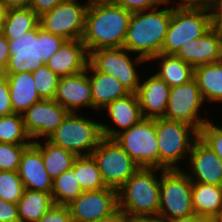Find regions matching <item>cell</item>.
I'll list each match as a JSON object with an SVG mask.
<instances>
[{"label":"cell","mask_w":222,"mask_h":222,"mask_svg":"<svg viewBox=\"0 0 222 222\" xmlns=\"http://www.w3.org/2000/svg\"><path fill=\"white\" fill-rule=\"evenodd\" d=\"M160 174V175H159ZM161 168L140 167L118 190V210L130 219L157 220Z\"/></svg>","instance_id":"obj_1"},{"label":"cell","mask_w":222,"mask_h":222,"mask_svg":"<svg viewBox=\"0 0 222 222\" xmlns=\"http://www.w3.org/2000/svg\"><path fill=\"white\" fill-rule=\"evenodd\" d=\"M132 12L113 3L89 4L82 41L88 54L123 47Z\"/></svg>","instance_id":"obj_2"},{"label":"cell","mask_w":222,"mask_h":222,"mask_svg":"<svg viewBox=\"0 0 222 222\" xmlns=\"http://www.w3.org/2000/svg\"><path fill=\"white\" fill-rule=\"evenodd\" d=\"M133 12L123 47L147 61L161 53L173 8L167 4Z\"/></svg>","instance_id":"obj_3"},{"label":"cell","mask_w":222,"mask_h":222,"mask_svg":"<svg viewBox=\"0 0 222 222\" xmlns=\"http://www.w3.org/2000/svg\"><path fill=\"white\" fill-rule=\"evenodd\" d=\"M66 40L38 25L20 38L8 40L10 57L1 74L34 72L48 62Z\"/></svg>","instance_id":"obj_4"},{"label":"cell","mask_w":222,"mask_h":222,"mask_svg":"<svg viewBox=\"0 0 222 222\" xmlns=\"http://www.w3.org/2000/svg\"><path fill=\"white\" fill-rule=\"evenodd\" d=\"M155 130L159 149V168L164 170L184 169L193 143L199 138V131L186 123L155 118ZM181 162V163H180Z\"/></svg>","instance_id":"obj_5"},{"label":"cell","mask_w":222,"mask_h":222,"mask_svg":"<svg viewBox=\"0 0 222 222\" xmlns=\"http://www.w3.org/2000/svg\"><path fill=\"white\" fill-rule=\"evenodd\" d=\"M102 138L100 121L74 112L66 116L47 140L76 156H84L91 155Z\"/></svg>","instance_id":"obj_6"},{"label":"cell","mask_w":222,"mask_h":222,"mask_svg":"<svg viewBox=\"0 0 222 222\" xmlns=\"http://www.w3.org/2000/svg\"><path fill=\"white\" fill-rule=\"evenodd\" d=\"M195 214L192 181L184 169H161L160 206L156 222Z\"/></svg>","instance_id":"obj_7"},{"label":"cell","mask_w":222,"mask_h":222,"mask_svg":"<svg viewBox=\"0 0 222 222\" xmlns=\"http://www.w3.org/2000/svg\"><path fill=\"white\" fill-rule=\"evenodd\" d=\"M89 62L99 72L117 78L130 93H136L140 85L141 73L139 75L138 66L148 63L145 58L131 54L124 47L94 50L89 54Z\"/></svg>","instance_id":"obj_8"},{"label":"cell","mask_w":222,"mask_h":222,"mask_svg":"<svg viewBox=\"0 0 222 222\" xmlns=\"http://www.w3.org/2000/svg\"><path fill=\"white\" fill-rule=\"evenodd\" d=\"M211 28L210 10L173 8L161 54H176L187 41L202 37Z\"/></svg>","instance_id":"obj_9"},{"label":"cell","mask_w":222,"mask_h":222,"mask_svg":"<svg viewBox=\"0 0 222 222\" xmlns=\"http://www.w3.org/2000/svg\"><path fill=\"white\" fill-rule=\"evenodd\" d=\"M91 155L98 165L106 187L115 190L140 168L113 138L103 137Z\"/></svg>","instance_id":"obj_10"},{"label":"cell","mask_w":222,"mask_h":222,"mask_svg":"<svg viewBox=\"0 0 222 222\" xmlns=\"http://www.w3.org/2000/svg\"><path fill=\"white\" fill-rule=\"evenodd\" d=\"M122 149L140 166L159 168V149L155 119L143 118L114 138Z\"/></svg>","instance_id":"obj_11"},{"label":"cell","mask_w":222,"mask_h":222,"mask_svg":"<svg viewBox=\"0 0 222 222\" xmlns=\"http://www.w3.org/2000/svg\"><path fill=\"white\" fill-rule=\"evenodd\" d=\"M88 1L65 0L39 16V26L51 34L60 36L65 40L82 39Z\"/></svg>","instance_id":"obj_12"},{"label":"cell","mask_w":222,"mask_h":222,"mask_svg":"<svg viewBox=\"0 0 222 222\" xmlns=\"http://www.w3.org/2000/svg\"><path fill=\"white\" fill-rule=\"evenodd\" d=\"M204 105L197 82L193 78L181 86L170 89L167 110L163 118L186 123L199 131L206 122L213 119L200 115L206 112L201 109Z\"/></svg>","instance_id":"obj_13"},{"label":"cell","mask_w":222,"mask_h":222,"mask_svg":"<svg viewBox=\"0 0 222 222\" xmlns=\"http://www.w3.org/2000/svg\"><path fill=\"white\" fill-rule=\"evenodd\" d=\"M73 222H95L111 217L118 211L117 190L83 191L67 205Z\"/></svg>","instance_id":"obj_14"},{"label":"cell","mask_w":222,"mask_h":222,"mask_svg":"<svg viewBox=\"0 0 222 222\" xmlns=\"http://www.w3.org/2000/svg\"><path fill=\"white\" fill-rule=\"evenodd\" d=\"M68 114L69 112L54 99H42L21 115L26 132L32 142H35L48 139Z\"/></svg>","instance_id":"obj_15"},{"label":"cell","mask_w":222,"mask_h":222,"mask_svg":"<svg viewBox=\"0 0 222 222\" xmlns=\"http://www.w3.org/2000/svg\"><path fill=\"white\" fill-rule=\"evenodd\" d=\"M187 163L185 172L192 182L222 186V162L200 138L193 143Z\"/></svg>","instance_id":"obj_16"},{"label":"cell","mask_w":222,"mask_h":222,"mask_svg":"<svg viewBox=\"0 0 222 222\" xmlns=\"http://www.w3.org/2000/svg\"><path fill=\"white\" fill-rule=\"evenodd\" d=\"M54 100L69 113L93 109L91 85L86 70L59 79Z\"/></svg>","instance_id":"obj_17"},{"label":"cell","mask_w":222,"mask_h":222,"mask_svg":"<svg viewBox=\"0 0 222 222\" xmlns=\"http://www.w3.org/2000/svg\"><path fill=\"white\" fill-rule=\"evenodd\" d=\"M175 55L193 68L222 61V32L212 27L202 37L183 44Z\"/></svg>","instance_id":"obj_18"},{"label":"cell","mask_w":222,"mask_h":222,"mask_svg":"<svg viewBox=\"0 0 222 222\" xmlns=\"http://www.w3.org/2000/svg\"><path fill=\"white\" fill-rule=\"evenodd\" d=\"M104 110L107 117L113 122L108 126L105 120L103 123L101 120L102 134L105 138H114L120 132L130 129L143 119L136 93H129L123 98L116 99L109 103ZM112 124H115L116 127H112Z\"/></svg>","instance_id":"obj_19"},{"label":"cell","mask_w":222,"mask_h":222,"mask_svg":"<svg viewBox=\"0 0 222 222\" xmlns=\"http://www.w3.org/2000/svg\"><path fill=\"white\" fill-rule=\"evenodd\" d=\"M140 80L136 92L143 118L155 119L164 117L169 101L171 87L155 73Z\"/></svg>","instance_id":"obj_20"},{"label":"cell","mask_w":222,"mask_h":222,"mask_svg":"<svg viewBox=\"0 0 222 222\" xmlns=\"http://www.w3.org/2000/svg\"><path fill=\"white\" fill-rule=\"evenodd\" d=\"M89 54L81 39L66 40L46 65L59 77L86 70Z\"/></svg>","instance_id":"obj_21"},{"label":"cell","mask_w":222,"mask_h":222,"mask_svg":"<svg viewBox=\"0 0 222 222\" xmlns=\"http://www.w3.org/2000/svg\"><path fill=\"white\" fill-rule=\"evenodd\" d=\"M18 174L25 189L51 193L53 180L46 172L41 152L33 144L24 150Z\"/></svg>","instance_id":"obj_22"},{"label":"cell","mask_w":222,"mask_h":222,"mask_svg":"<svg viewBox=\"0 0 222 222\" xmlns=\"http://www.w3.org/2000/svg\"><path fill=\"white\" fill-rule=\"evenodd\" d=\"M86 72L91 85L93 110H99L101 113L109 103L130 93L117 78L99 72L90 62Z\"/></svg>","instance_id":"obj_23"},{"label":"cell","mask_w":222,"mask_h":222,"mask_svg":"<svg viewBox=\"0 0 222 222\" xmlns=\"http://www.w3.org/2000/svg\"><path fill=\"white\" fill-rule=\"evenodd\" d=\"M7 78L13 112L23 114L42 99L37 93L31 72L3 74Z\"/></svg>","instance_id":"obj_24"},{"label":"cell","mask_w":222,"mask_h":222,"mask_svg":"<svg viewBox=\"0 0 222 222\" xmlns=\"http://www.w3.org/2000/svg\"><path fill=\"white\" fill-rule=\"evenodd\" d=\"M192 205L196 215L214 222L222 210V186L192 182Z\"/></svg>","instance_id":"obj_25"},{"label":"cell","mask_w":222,"mask_h":222,"mask_svg":"<svg viewBox=\"0 0 222 222\" xmlns=\"http://www.w3.org/2000/svg\"><path fill=\"white\" fill-rule=\"evenodd\" d=\"M158 60L157 72L155 74L166 82L171 88L181 86L194 77V68L181 60L175 54H158L148 62L155 65Z\"/></svg>","instance_id":"obj_26"},{"label":"cell","mask_w":222,"mask_h":222,"mask_svg":"<svg viewBox=\"0 0 222 222\" xmlns=\"http://www.w3.org/2000/svg\"><path fill=\"white\" fill-rule=\"evenodd\" d=\"M193 78L204 102L222 103V61L195 67Z\"/></svg>","instance_id":"obj_27"},{"label":"cell","mask_w":222,"mask_h":222,"mask_svg":"<svg viewBox=\"0 0 222 222\" xmlns=\"http://www.w3.org/2000/svg\"><path fill=\"white\" fill-rule=\"evenodd\" d=\"M32 144L41 152L46 172L53 181L65 171L72 169L77 158L74 153L52 144L47 139L37 140Z\"/></svg>","instance_id":"obj_28"},{"label":"cell","mask_w":222,"mask_h":222,"mask_svg":"<svg viewBox=\"0 0 222 222\" xmlns=\"http://www.w3.org/2000/svg\"><path fill=\"white\" fill-rule=\"evenodd\" d=\"M39 25V16L30 8H12L5 11L1 34L8 40L22 37Z\"/></svg>","instance_id":"obj_29"},{"label":"cell","mask_w":222,"mask_h":222,"mask_svg":"<svg viewBox=\"0 0 222 222\" xmlns=\"http://www.w3.org/2000/svg\"><path fill=\"white\" fill-rule=\"evenodd\" d=\"M54 205L51 193L25 189L17 203L20 222H38Z\"/></svg>","instance_id":"obj_30"},{"label":"cell","mask_w":222,"mask_h":222,"mask_svg":"<svg viewBox=\"0 0 222 222\" xmlns=\"http://www.w3.org/2000/svg\"><path fill=\"white\" fill-rule=\"evenodd\" d=\"M72 170L83 191L107 188L92 155L77 156Z\"/></svg>","instance_id":"obj_31"},{"label":"cell","mask_w":222,"mask_h":222,"mask_svg":"<svg viewBox=\"0 0 222 222\" xmlns=\"http://www.w3.org/2000/svg\"><path fill=\"white\" fill-rule=\"evenodd\" d=\"M83 192L73 170L62 173L53 181L52 198L55 205H69Z\"/></svg>","instance_id":"obj_32"},{"label":"cell","mask_w":222,"mask_h":222,"mask_svg":"<svg viewBox=\"0 0 222 222\" xmlns=\"http://www.w3.org/2000/svg\"><path fill=\"white\" fill-rule=\"evenodd\" d=\"M0 143L32 144L26 132L21 114L12 113L0 117Z\"/></svg>","instance_id":"obj_33"},{"label":"cell","mask_w":222,"mask_h":222,"mask_svg":"<svg viewBox=\"0 0 222 222\" xmlns=\"http://www.w3.org/2000/svg\"><path fill=\"white\" fill-rule=\"evenodd\" d=\"M24 184L16 171L0 170V198L17 204L23 196Z\"/></svg>","instance_id":"obj_34"},{"label":"cell","mask_w":222,"mask_h":222,"mask_svg":"<svg viewBox=\"0 0 222 222\" xmlns=\"http://www.w3.org/2000/svg\"><path fill=\"white\" fill-rule=\"evenodd\" d=\"M36 90L41 99H54L60 77L46 64L32 72Z\"/></svg>","instance_id":"obj_35"},{"label":"cell","mask_w":222,"mask_h":222,"mask_svg":"<svg viewBox=\"0 0 222 222\" xmlns=\"http://www.w3.org/2000/svg\"><path fill=\"white\" fill-rule=\"evenodd\" d=\"M29 145L0 143V170L18 172L22 154Z\"/></svg>","instance_id":"obj_36"},{"label":"cell","mask_w":222,"mask_h":222,"mask_svg":"<svg viewBox=\"0 0 222 222\" xmlns=\"http://www.w3.org/2000/svg\"><path fill=\"white\" fill-rule=\"evenodd\" d=\"M199 138L216 153L222 162V124L218 126L209 120L199 130Z\"/></svg>","instance_id":"obj_37"},{"label":"cell","mask_w":222,"mask_h":222,"mask_svg":"<svg viewBox=\"0 0 222 222\" xmlns=\"http://www.w3.org/2000/svg\"><path fill=\"white\" fill-rule=\"evenodd\" d=\"M130 12L147 11L165 4L164 0H115L113 3Z\"/></svg>","instance_id":"obj_38"},{"label":"cell","mask_w":222,"mask_h":222,"mask_svg":"<svg viewBox=\"0 0 222 222\" xmlns=\"http://www.w3.org/2000/svg\"><path fill=\"white\" fill-rule=\"evenodd\" d=\"M38 222H73L68 206L54 205Z\"/></svg>","instance_id":"obj_39"},{"label":"cell","mask_w":222,"mask_h":222,"mask_svg":"<svg viewBox=\"0 0 222 222\" xmlns=\"http://www.w3.org/2000/svg\"><path fill=\"white\" fill-rule=\"evenodd\" d=\"M12 113L14 112L11 104L7 78L5 75L0 73V117Z\"/></svg>","instance_id":"obj_40"},{"label":"cell","mask_w":222,"mask_h":222,"mask_svg":"<svg viewBox=\"0 0 222 222\" xmlns=\"http://www.w3.org/2000/svg\"><path fill=\"white\" fill-rule=\"evenodd\" d=\"M175 1L164 0L165 4L171 6L172 8H193V9H207V10L212 9L215 0H178V2Z\"/></svg>","instance_id":"obj_41"},{"label":"cell","mask_w":222,"mask_h":222,"mask_svg":"<svg viewBox=\"0 0 222 222\" xmlns=\"http://www.w3.org/2000/svg\"><path fill=\"white\" fill-rule=\"evenodd\" d=\"M0 222H20L17 204L0 198Z\"/></svg>","instance_id":"obj_42"},{"label":"cell","mask_w":222,"mask_h":222,"mask_svg":"<svg viewBox=\"0 0 222 222\" xmlns=\"http://www.w3.org/2000/svg\"><path fill=\"white\" fill-rule=\"evenodd\" d=\"M65 0H32L30 8L38 15L52 10L55 6Z\"/></svg>","instance_id":"obj_43"},{"label":"cell","mask_w":222,"mask_h":222,"mask_svg":"<svg viewBox=\"0 0 222 222\" xmlns=\"http://www.w3.org/2000/svg\"><path fill=\"white\" fill-rule=\"evenodd\" d=\"M210 12L212 27L222 32V0H215Z\"/></svg>","instance_id":"obj_44"},{"label":"cell","mask_w":222,"mask_h":222,"mask_svg":"<svg viewBox=\"0 0 222 222\" xmlns=\"http://www.w3.org/2000/svg\"><path fill=\"white\" fill-rule=\"evenodd\" d=\"M10 57L8 39L0 33V73L5 69Z\"/></svg>","instance_id":"obj_45"},{"label":"cell","mask_w":222,"mask_h":222,"mask_svg":"<svg viewBox=\"0 0 222 222\" xmlns=\"http://www.w3.org/2000/svg\"><path fill=\"white\" fill-rule=\"evenodd\" d=\"M5 9L30 7L32 0H0Z\"/></svg>","instance_id":"obj_46"},{"label":"cell","mask_w":222,"mask_h":222,"mask_svg":"<svg viewBox=\"0 0 222 222\" xmlns=\"http://www.w3.org/2000/svg\"><path fill=\"white\" fill-rule=\"evenodd\" d=\"M161 222H209V221L206 220L204 217H201L196 214H192L186 217L172 218V219L164 220Z\"/></svg>","instance_id":"obj_47"},{"label":"cell","mask_w":222,"mask_h":222,"mask_svg":"<svg viewBox=\"0 0 222 222\" xmlns=\"http://www.w3.org/2000/svg\"><path fill=\"white\" fill-rule=\"evenodd\" d=\"M128 219V217L118 210L116 213H114L111 217H108L106 219L98 220L95 222H125Z\"/></svg>","instance_id":"obj_48"},{"label":"cell","mask_w":222,"mask_h":222,"mask_svg":"<svg viewBox=\"0 0 222 222\" xmlns=\"http://www.w3.org/2000/svg\"><path fill=\"white\" fill-rule=\"evenodd\" d=\"M5 11H6V9H5L4 5L2 4V2L0 1V33L2 30V26H3Z\"/></svg>","instance_id":"obj_49"},{"label":"cell","mask_w":222,"mask_h":222,"mask_svg":"<svg viewBox=\"0 0 222 222\" xmlns=\"http://www.w3.org/2000/svg\"><path fill=\"white\" fill-rule=\"evenodd\" d=\"M89 4H108L114 3L115 0H87Z\"/></svg>","instance_id":"obj_50"},{"label":"cell","mask_w":222,"mask_h":222,"mask_svg":"<svg viewBox=\"0 0 222 222\" xmlns=\"http://www.w3.org/2000/svg\"><path fill=\"white\" fill-rule=\"evenodd\" d=\"M125 222H156V221L149 220V219H130V218H128Z\"/></svg>","instance_id":"obj_51"},{"label":"cell","mask_w":222,"mask_h":222,"mask_svg":"<svg viewBox=\"0 0 222 222\" xmlns=\"http://www.w3.org/2000/svg\"><path fill=\"white\" fill-rule=\"evenodd\" d=\"M214 222H222V210L220 215L214 220Z\"/></svg>","instance_id":"obj_52"}]
</instances>
